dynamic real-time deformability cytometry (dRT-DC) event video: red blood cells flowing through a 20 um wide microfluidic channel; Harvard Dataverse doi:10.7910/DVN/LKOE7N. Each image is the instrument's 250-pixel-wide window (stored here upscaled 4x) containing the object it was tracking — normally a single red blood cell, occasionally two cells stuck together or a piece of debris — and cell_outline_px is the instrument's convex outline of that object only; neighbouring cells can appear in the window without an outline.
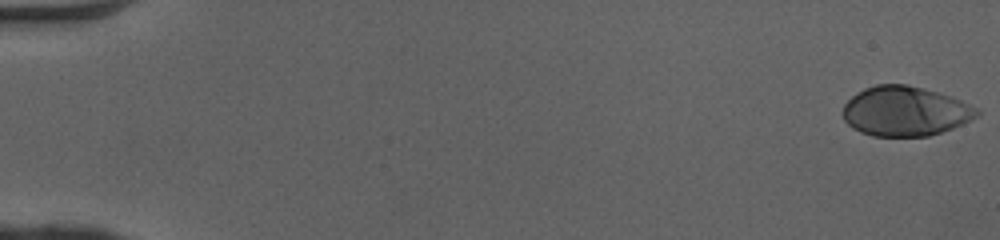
{"species": "human", "species_latin": "Homo sapiens", "temperature_condition": "cold", "stored_images_in_passage": 51, "camera_frame_rate_fps": 3000, "um_per_image_px": 0.085, "donor": {"sex": "female"}, "frame": {"image": 1, "passage_image": 1, "time_ms": 0.0, "image_size_px": [1000, 240], "cell_outline_px": [[980, 112], [976, 116], [952, 128], [928, 136], [872, 136], [860, 132], [852, 128], [844, 120], [844, 104], [856, 92], [864, 88], [876, 84], [904, 84], [952, 96], [976, 108]], "centroid_in_image_um": [76.89, 9.45], "position_along_channel_um": 8.1, "area_um2": 38.44}}
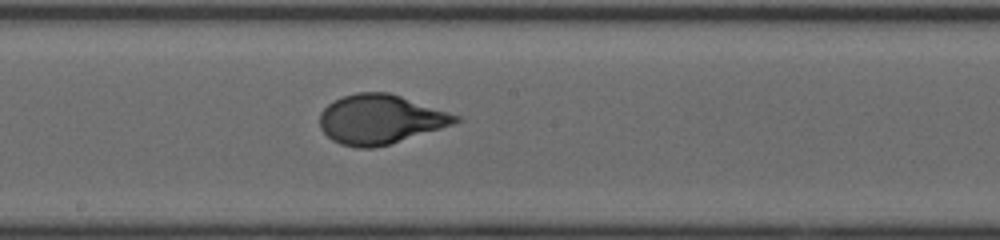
{"frame": {"image": 2, "passage_image": 29, "time_ms": 9.333, "image_size_px": [1000, 240], "cell_outline_px": [[464, 120], [440, 128], [388, 144], [372, 148], [360, 148], [340, 144], [332, 140], [320, 128], [320, 112], [328, 104], [344, 96], [356, 92], [388, 92], [460, 116]], "centroid_in_image_um": [32.29, 10.14], "position_along_channel_um": 215.9, "area_um2": 38.49}}
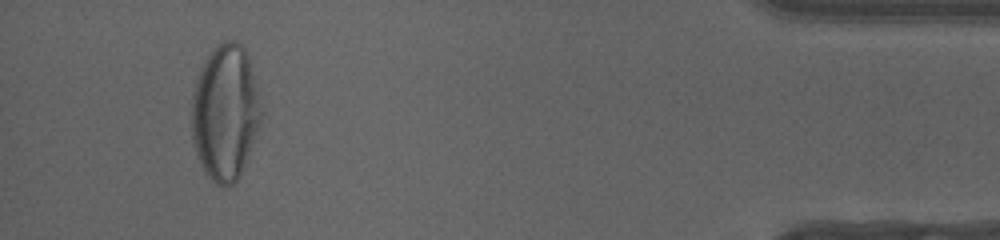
{"frame": {"image": 3, "passage_image": 48, "time_ms": 15.667, "image_size_px": [1000, 240], "cell_outline_px": [[260, 120], [240, 176], [228, 188], [216, 184], [204, 172], [196, 152], [192, 140], [192, 92], [200, 68], [216, 44], [224, 40], [236, 40], [244, 48], [248, 56], [256, 88], [260, 112]], "centroid_in_image_um": [19.1, 9.56], "position_along_channel_um": 416.1, "area_um2": 54.22}}